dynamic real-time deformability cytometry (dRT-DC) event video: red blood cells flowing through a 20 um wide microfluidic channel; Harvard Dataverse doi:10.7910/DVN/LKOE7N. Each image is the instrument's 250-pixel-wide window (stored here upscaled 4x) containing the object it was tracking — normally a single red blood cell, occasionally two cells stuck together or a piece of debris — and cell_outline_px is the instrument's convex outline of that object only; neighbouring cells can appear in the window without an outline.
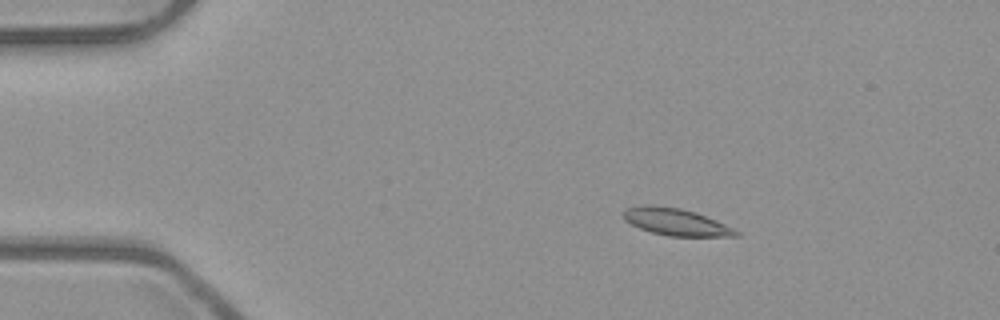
{"species": "common noctule bat (a hibernating species)", "species_latin": "Nyctalus noctula", "temperature_condition": "room temperature", "stored_images_in_passage": 4, "camera_frame_rate_fps": 3000, "um_per_image_px": 0.085, "animal": {"sex": "male", "body_mass_g": 23.1, "forearm_length_mm": 52.7}, "frame": {"image": 1, "passage_image": 2, "time_ms": 0.333, "image_size_px": [1000, 320], "cell_outline_px": [[740, 236], [668, 236], [652, 232], [640, 228], [624, 220], [624, 212], [628, 208], [652, 204], [680, 208], [696, 212], [716, 220], [740, 232]], "centroid_in_image_um": [57.47, 18.86], "position_along_channel_um": 27.5, "area_um2": 17.51}}